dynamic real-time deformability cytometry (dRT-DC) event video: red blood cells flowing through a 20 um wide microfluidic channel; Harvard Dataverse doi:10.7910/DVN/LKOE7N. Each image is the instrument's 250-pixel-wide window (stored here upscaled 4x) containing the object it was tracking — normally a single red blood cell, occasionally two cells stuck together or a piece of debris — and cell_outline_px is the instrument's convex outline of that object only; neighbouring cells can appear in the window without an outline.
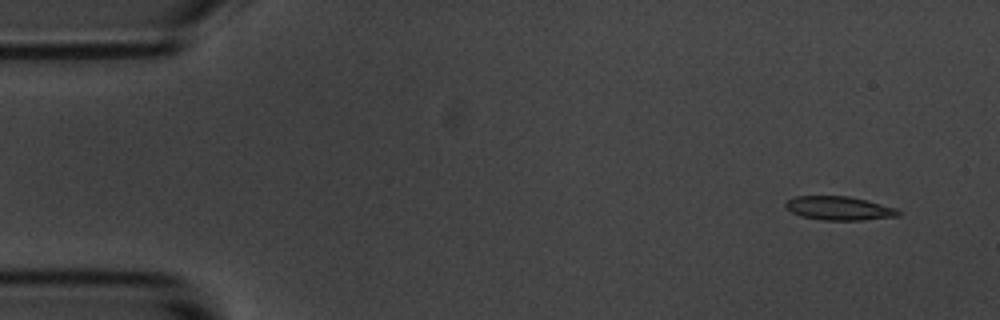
{"species": "common noctule bat (a hibernating species)", "species_latin": "Nyctalus noctula", "temperature_condition": "room temperature", "stored_images_in_passage": 5, "camera_frame_rate_fps": 3000, "um_per_image_px": 0.085, "animal": {"sex": "male", "body_mass_g": 20.1, "forearm_length_mm": 53.5}, "frame": {"image": 1, "passage_image": 1, "time_ms": 0.0, "image_size_px": [1000, 320], "cell_outline_px": [[900, 216], [864, 220], [824, 220], [800, 216], [784, 208], [784, 204], [792, 196], [848, 196], [896, 208], [900, 212]], "centroid_in_image_um": [71.28, 17.7], "position_along_channel_um": 13.7, "area_um2": 15.61}}